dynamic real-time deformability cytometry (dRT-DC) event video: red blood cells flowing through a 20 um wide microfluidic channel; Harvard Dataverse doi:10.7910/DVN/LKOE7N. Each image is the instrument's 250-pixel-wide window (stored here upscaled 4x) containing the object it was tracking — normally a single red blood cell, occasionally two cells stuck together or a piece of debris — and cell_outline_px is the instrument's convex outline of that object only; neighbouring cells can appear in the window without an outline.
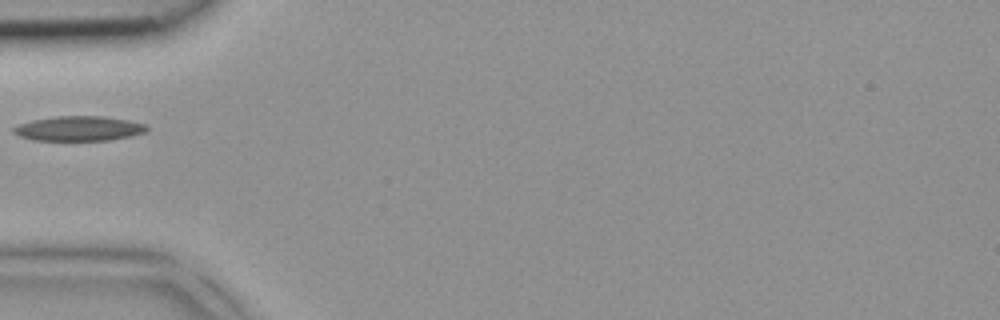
{"species": "common noctule bat (a hibernating species)", "species_latin": "Nyctalus noctula", "temperature_condition": "room temperature", "stored_images_in_passage": 1, "camera_frame_rate_fps": 3000, "um_per_image_px": 0.085, "animal": {"sex": "female", "body_mass_g": 18.4}, "frame": {"image": 1, "passage_image": 1, "time_ms": 0.0, "image_size_px": [1000, 320], "cell_outline_px": [[148, 128], [144, 132], [128, 136], [108, 140], [32, 140], [20, 136], [12, 132], [12, 128], [20, 124], [32, 120], [56, 116], [104, 116], [128, 120], [148, 124]], "centroid_in_image_um": [6.69, 10.91], "position_along_channel_um": 78.3, "area_um2": 19.13}}